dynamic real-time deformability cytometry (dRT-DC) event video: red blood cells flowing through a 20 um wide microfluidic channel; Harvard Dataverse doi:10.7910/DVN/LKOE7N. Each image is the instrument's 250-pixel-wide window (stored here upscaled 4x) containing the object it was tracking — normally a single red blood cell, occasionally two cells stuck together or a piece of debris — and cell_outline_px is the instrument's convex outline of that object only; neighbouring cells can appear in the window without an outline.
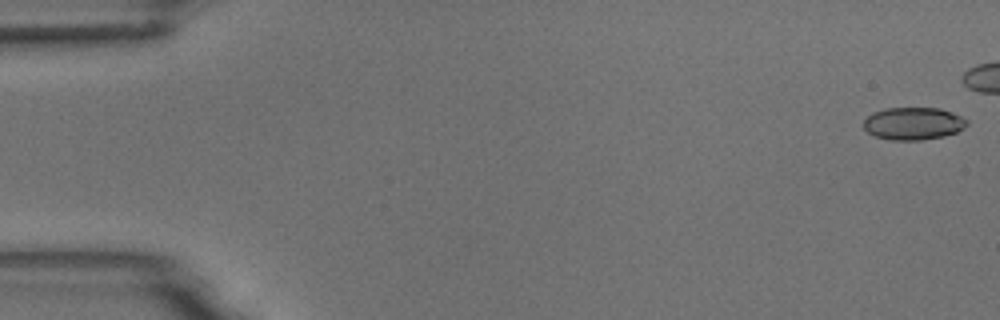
{"species": "common noctule bat (a hibernating species)", "species_latin": "Nyctalus noctula", "temperature_condition": "room temperature", "stored_images_in_passage": 44, "camera_frame_rate_fps": 3000, "um_per_image_px": 0.085, "animal": {"sex": "male", "body_mass_g": 18.8}, "frame": {"image": 1, "passage_image": 1, "time_ms": 0.0, "image_size_px": [1000, 320], "cell_outline_px": [[968, 124], [964, 128], [956, 132], [944, 136], [920, 140], [892, 140], [876, 136], [868, 132], [864, 128], [864, 120], [872, 112], [884, 108], [940, 108], [952, 112], [968, 120]], "centroid_in_image_um": [77.64, 10.49], "position_along_channel_um": 7.4, "area_um2": 19.59}}
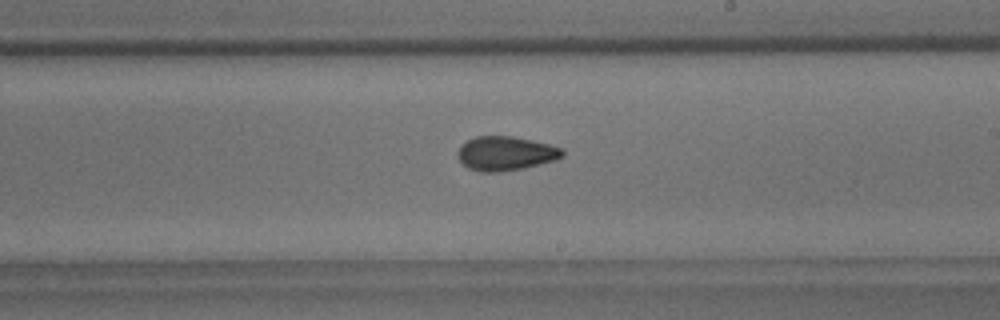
{"frame": {"image": 2, "passage_image": 32, "time_ms": 10.333, "image_size_px": [1000, 320], "cell_outline_px": [[564, 156], [556, 160], [524, 168], [496, 172], [480, 172], [468, 168], [460, 160], [456, 152], [460, 144], [476, 136], [512, 136], [532, 140], [564, 148]], "centroid_in_image_um": [42.98, 13.04], "position_along_channel_um": 246.0, "area_um2": 20.98}}
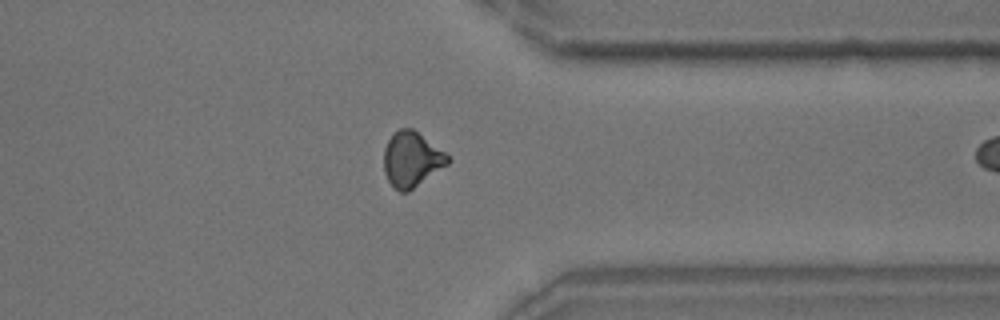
{"frame": {"image": 3, "passage_image": 43, "time_ms": 14.0, "image_size_px": [1000, 320], "cell_outline_px": [[452, 160], [448, 164], [408, 192], [400, 192], [388, 180], [384, 172], [384, 148], [388, 140], [400, 128], [412, 128], [444, 152]], "centroid_in_image_um": [34.98, 13.55], "position_along_channel_um": 376.4, "area_um2": 20.17}}